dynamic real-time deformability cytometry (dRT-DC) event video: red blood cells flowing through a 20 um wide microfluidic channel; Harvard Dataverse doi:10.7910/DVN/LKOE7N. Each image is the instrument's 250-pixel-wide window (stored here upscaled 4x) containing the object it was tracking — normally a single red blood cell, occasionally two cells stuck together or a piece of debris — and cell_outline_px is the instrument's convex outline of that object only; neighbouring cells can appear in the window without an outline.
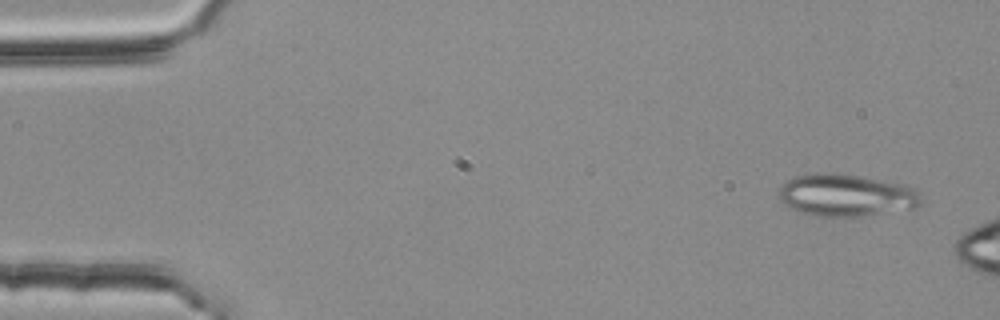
{"species": "common noctule bat (a hibernating species)", "species_latin": "Nyctalus noctula", "temperature_condition": "room temperature", "stored_images_in_passage": 4, "camera_frame_rate_fps": 3000, "um_per_image_px": 0.085, "animal": {"sex": "female", "body_mass_g": 25.1}, "frame": {"image": 1, "passage_image": 1, "time_ms": 0.0, "image_size_px": [1000, 320], "cell_outline_px": [[920, 204], [912, 208], [860, 216], [816, 216], [800, 212], [792, 208], [780, 196], [780, 188], [788, 180], [796, 176], [816, 172], [836, 172], [904, 184], [920, 192]], "centroid_in_image_um": [71.94, 16.57], "position_along_channel_um": 13.1, "area_um2": 34.51}}